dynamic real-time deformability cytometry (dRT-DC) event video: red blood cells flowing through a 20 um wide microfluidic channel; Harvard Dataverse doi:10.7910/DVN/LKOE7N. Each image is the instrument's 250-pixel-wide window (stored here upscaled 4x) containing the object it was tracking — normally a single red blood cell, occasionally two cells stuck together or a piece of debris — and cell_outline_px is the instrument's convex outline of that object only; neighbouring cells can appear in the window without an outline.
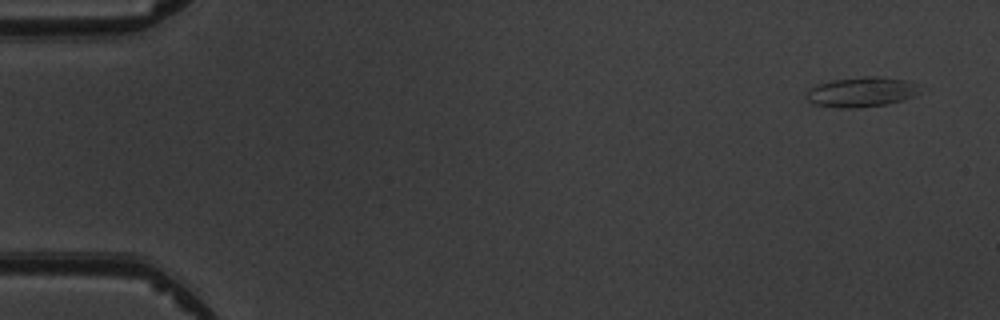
{"species": "common noctule bat (a hibernating species)", "species_latin": "Nyctalus noctula", "temperature_condition": "warm", "stored_images_in_passage": 4, "camera_frame_rate_fps": 3000, "um_per_image_px": 0.085, "animal": {"sex": "male", "body_mass_g": 19.5, "forearm_length_mm": 54.6}, "frame": {"image": 1, "passage_image": 1, "time_ms": 0.0, "image_size_px": [1000, 320], "cell_outline_px": [[920, 92], [904, 100], [884, 104], [860, 108], [840, 108], [812, 104], [804, 96], [808, 88], [816, 84], [832, 80], [864, 76], [884, 76], [904, 80], [916, 84]], "centroid_in_image_um": [73.16, 7.82], "position_along_channel_um": 11.8, "area_um2": 20.0}}